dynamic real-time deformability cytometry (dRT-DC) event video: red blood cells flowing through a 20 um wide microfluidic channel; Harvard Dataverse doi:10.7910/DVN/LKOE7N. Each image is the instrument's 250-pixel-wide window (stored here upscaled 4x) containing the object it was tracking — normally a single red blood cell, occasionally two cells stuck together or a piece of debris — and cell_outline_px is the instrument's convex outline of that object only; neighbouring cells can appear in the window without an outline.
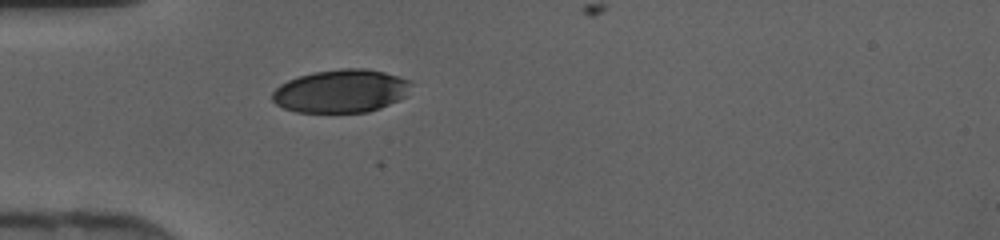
{"species": "human", "species_latin": "Homo sapiens", "temperature_condition": "cold", "stored_images_in_passage": 30, "camera_frame_rate_fps": 3000, "um_per_image_px": 0.085, "donor": {"sex": "female"}, "frame": {"image": 1, "passage_image": 1, "time_ms": 0.0, "image_size_px": [1000, 240], "cell_outline_px": [[412, 84], [404, 96], [400, 100], [380, 108], [368, 112], [296, 112], [284, 108], [276, 104], [272, 100], [272, 92], [280, 84], [288, 80], [312, 72], [340, 68], [364, 68], [384, 72], [408, 80]], "centroid_in_image_um": [28.96, 7.74], "position_along_channel_um": 56.0, "area_um2": 34.85}}
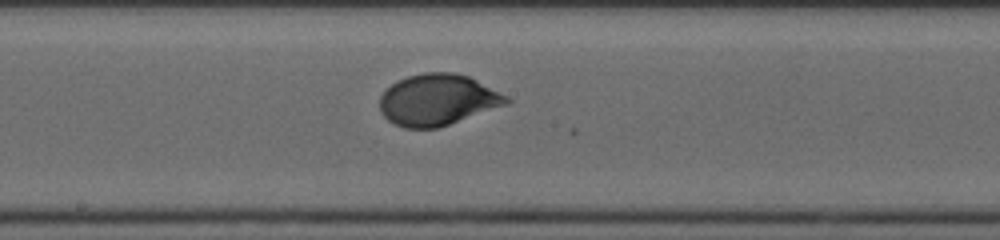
{"frame": {"image": 2, "passage_image": 12, "time_ms": 3.667, "image_size_px": [1000, 240], "cell_outline_px": [[512, 100], [508, 104], [436, 128], [404, 128], [392, 124], [380, 112], [380, 96], [392, 84], [408, 76], [424, 72], [456, 72], [468, 76], [508, 96]], "centroid_in_image_um": [37.19, 8.48], "position_along_channel_um": 211.0, "area_um2": 37.69}}
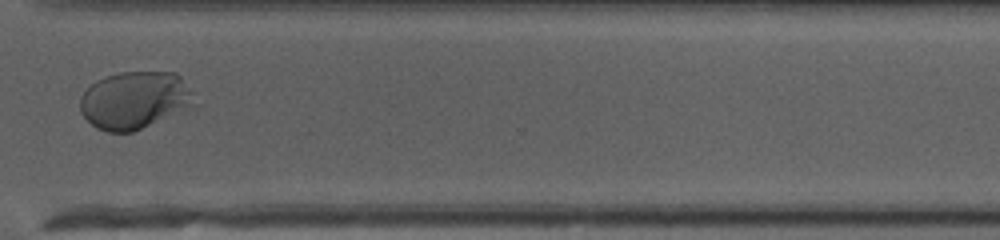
{"frame": {"image": 3, "passage_image": 22, "time_ms": 7.0, "image_size_px": [1000, 240], "cell_outline_px": [[192, 104], [188, 108], [132, 132], [108, 132], [96, 128], [80, 112], [80, 96], [96, 80], [120, 72], [176, 72], [180, 76], [192, 92]], "centroid_in_image_um": [11.4, 8.51], "position_along_channel_um": 359.2, "area_um2": 37.74}}